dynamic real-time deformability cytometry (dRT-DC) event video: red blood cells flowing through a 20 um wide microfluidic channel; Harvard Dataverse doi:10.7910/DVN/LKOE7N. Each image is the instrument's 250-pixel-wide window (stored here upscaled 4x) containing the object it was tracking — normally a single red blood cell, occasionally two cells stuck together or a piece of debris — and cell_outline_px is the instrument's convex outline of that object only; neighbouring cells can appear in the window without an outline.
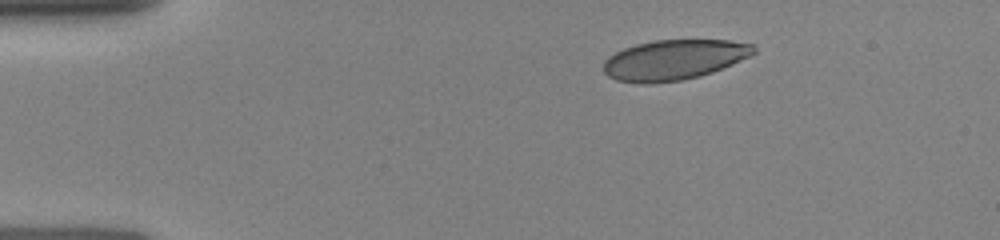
{"species": "human", "species_latin": "Homo sapiens", "temperature_condition": "room temperature", "stored_images_in_passage": 17, "camera_frame_rate_fps": 3000, "um_per_image_px": 0.085, "donor": {"sex": "female"}, "frame": {"image": 1, "passage_image": 1, "time_ms": 0.0, "image_size_px": [1000, 240], "cell_outline_px": [[756, 52], [732, 64], [712, 72], [700, 76], [684, 80], [644, 84], [640, 84], [616, 80], [608, 76], [604, 72], [604, 60], [608, 56], [624, 48], [636, 44], [656, 40], [728, 40], [756, 44]], "centroid_in_image_um": [57.28, 5.08], "position_along_channel_um": 27.7, "area_um2": 35.26}}
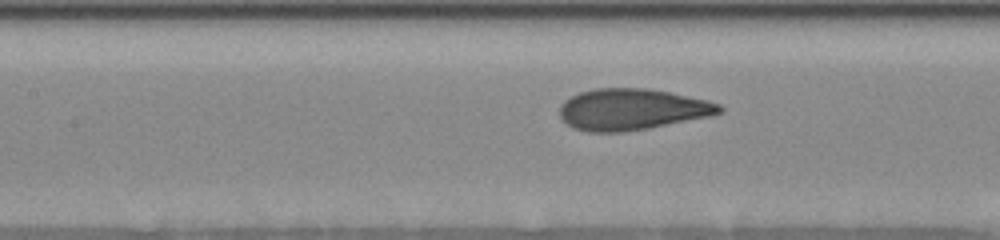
{"frame": {"image": 2, "passage_image": 10, "time_ms": 4.667, "image_size_px": [1000, 240], "cell_outline_px": [[724, 112], [708, 116], [648, 128], [624, 132], [588, 132], [572, 128], [560, 116], [560, 108], [564, 100], [580, 92], [596, 88], [648, 88], [708, 100], [720, 104], [724, 108]], "centroid_in_image_um": [53.71, 9.29], "position_along_channel_um": 153.7, "area_um2": 38.32}}
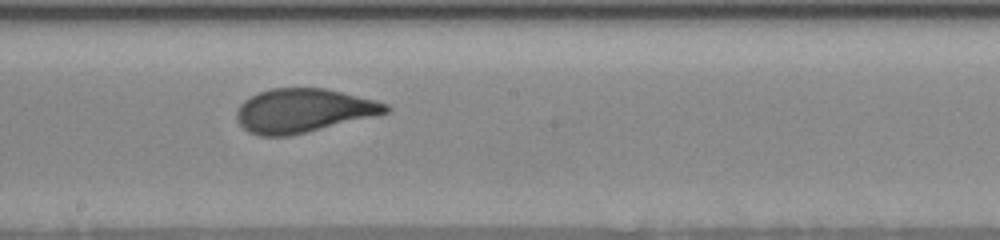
{"frame": {"image": 3, "passage_image": 15, "time_ms": 6.333, "image_size_px": [1000, 240], "cell_outline_px": [[392, 108], [388, 112], [376, 116], [288, 136], [260, 136], [248, 132], [236, 120], [236, 112], [240, 104], [244, 100], [260, 92], [272, 88], [324, 88], [376, 100], [388, 104]], "centroid_in_image_um": [25.79, 9.4], "position_along_channel_um": 222.4, "area_um2": 37.97}}